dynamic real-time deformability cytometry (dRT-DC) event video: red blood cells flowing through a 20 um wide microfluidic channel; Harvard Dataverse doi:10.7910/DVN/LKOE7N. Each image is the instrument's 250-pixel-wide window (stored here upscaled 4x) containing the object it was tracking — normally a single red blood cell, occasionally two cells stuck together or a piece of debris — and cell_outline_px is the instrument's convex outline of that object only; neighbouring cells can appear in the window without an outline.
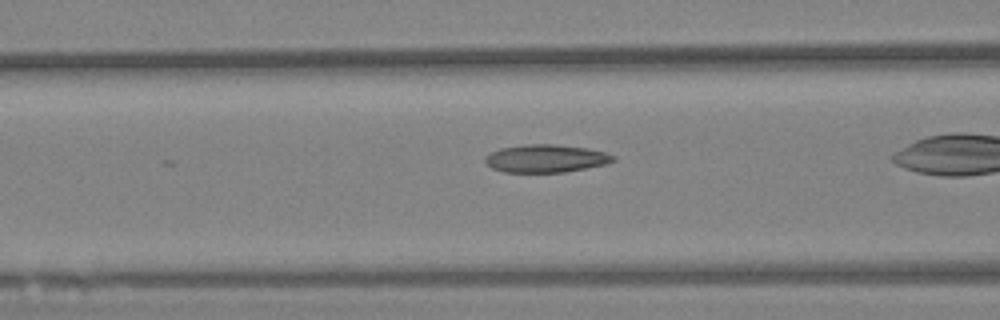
{"species": "Egyptian fruit bat (a non-hibernating species)", "species_latin": "Rousettus aegyptiacus", "temperature_condition": "warm", "stored_images_in_passage": 46, "camera_frame_rate_fps": 3000, "um_per_image_px": 0.085, "animal": {"sex": "female"}, "frame": {"image": 1, "passage_image": 22, "time_ms": 7.0, "image_size_px": [1000, 320], "cell_outline_px": [[616, 160], [604, 164], [564, 172], [504, 172], [492, 168], [484, 160], [484, 156], [488, 152], [500, 148], [524, 144], [552, 144], [588, 148], [604, 152], [616, 156]], "centroid_in_image_um": [46.35, 13.46], "position_along_channel_um": 120.2, "area_um2": 20.81}}
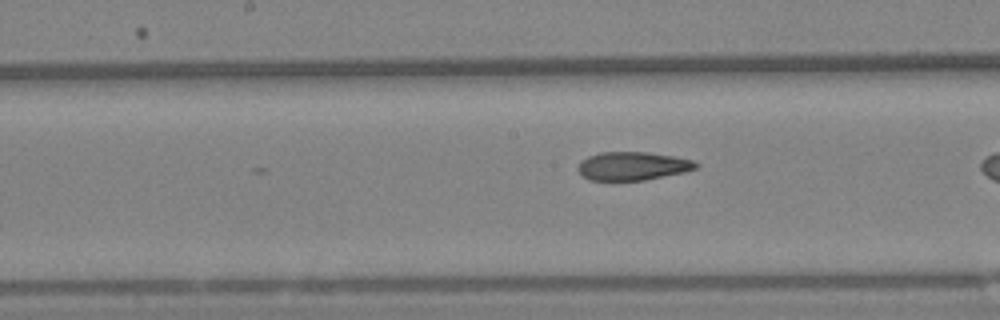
{"frame": {"image": 2, "passage_image": 29, "time_ms": 9.333, "image_size_px": [1000, 320], "cell_outline_px": [[700, 164], [696, 168], [684, 172], [644, 180], [588, 180], [576, 168], [580, 160], [588, 156], [600, 152], [648, 152], [672, 156], [692, 160]], "centroid_in_image_um": [53.74, 14.1], "position_along_channel_um": 194.5, "area_um2": 19.48}}
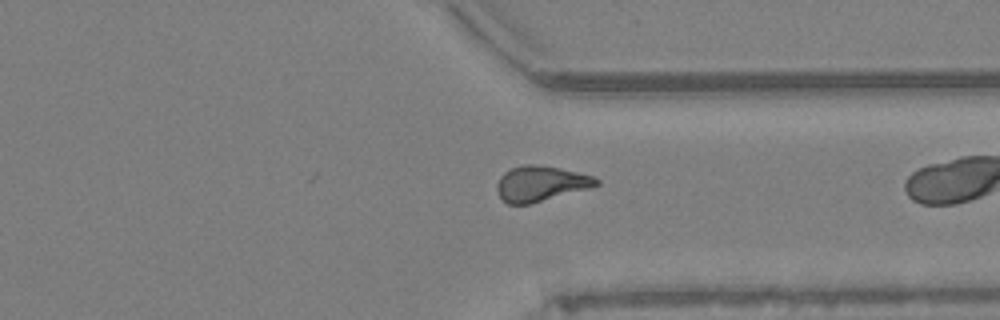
{"frame": {"image": 3, "passage_image": 45, "time_ms": 14.667, "image_size_px": [1000, 320], "cell_outline_px": [[600, 184], [588, 188], [532, 204], [508, 204], [500, 196], [496, 188], [496, 184], [500, 176], [504, 172], [512, 168], [524, 164], [532, 164], [560, 168], [592, 176], [600, 180]], "centroid_in_image_um": [45.94, 15.61], "position_along_channel_um": 365.5, "area_um2": 20.35}}